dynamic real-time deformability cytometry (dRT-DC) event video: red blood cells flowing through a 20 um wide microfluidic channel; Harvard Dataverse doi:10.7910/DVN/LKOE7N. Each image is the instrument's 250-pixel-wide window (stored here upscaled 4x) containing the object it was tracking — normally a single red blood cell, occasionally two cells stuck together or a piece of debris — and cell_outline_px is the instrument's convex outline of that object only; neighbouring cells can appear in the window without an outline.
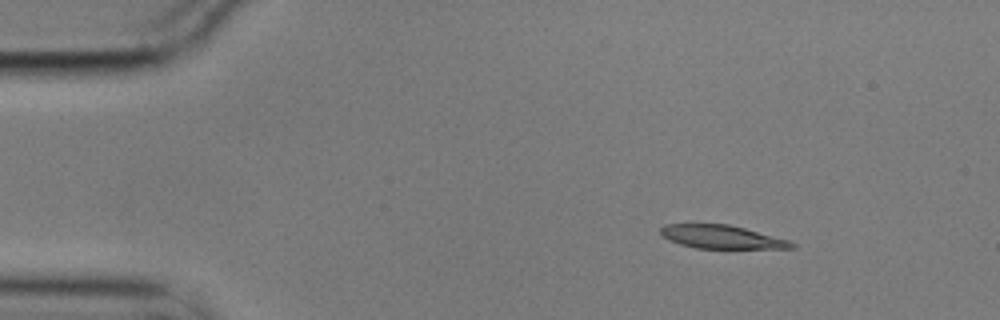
{"species": "common noctule bat (a hibernating species)", "species_latin": "Nyctalus noctula", "temperature_condition": "cold", "stored_images_in_passage": 3, "camera_frame_rate_fps": 3000, "um_per_image_px": 0.085, "animal": {"sex": "male", "body_mass_g": 17.9}, "frame": {"image": 1, "passage_image": 1, "time_ms": 0.0, "image_size_px": [1000, 320], "cell_outline_px": [[796, 248], [696, 248], [680, 244], [664, 236], [660, 232], [660, 228], [664, 224], [728, 224], [744, 228], [788, 240], [796, 244]], "centroid_in_image_um": [61.34, 20.13], "position_along_channel_um": 23.7, "area_um2": 17.51}}